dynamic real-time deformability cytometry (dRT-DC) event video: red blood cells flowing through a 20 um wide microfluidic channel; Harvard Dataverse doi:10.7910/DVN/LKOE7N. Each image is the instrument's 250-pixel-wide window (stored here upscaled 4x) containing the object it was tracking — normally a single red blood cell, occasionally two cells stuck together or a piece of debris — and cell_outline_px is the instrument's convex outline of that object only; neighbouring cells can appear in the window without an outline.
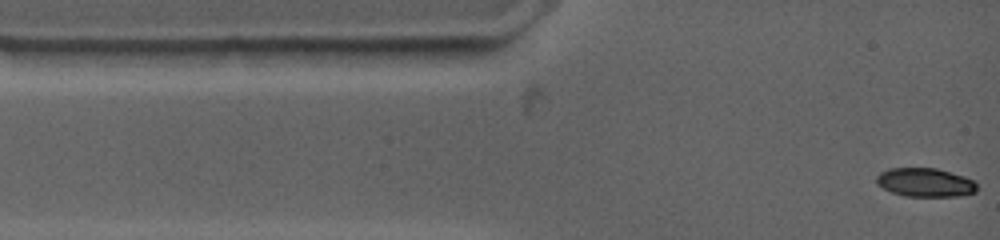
{"species": "common noctule bat (a hibernating species)", "species_latin": "Nyctalus noctula", "temperature_condition": "warm", "stored_images_in_passage": 16, "camera_frame_rate_fps": 4500, "um_per_image_px": 0.085, "animal": {"sex": "female", "body_mass_g": 19.0, "forearm_length_mm": 53.3}, "frame": {"image": 1, "passage_image": 1, "time_ms": 0.0, "image_size_px": [1000, 240], "cell_outline_px": [[976, 192], [956, 196], [904, 196], [892, 192], [884, 188], [876, 180], [876, 176], [880, 172], [888, 168], [936, 168], [964, 176], [972, 180], [976, 184]], "centroid_in_image_um": [78.63, 15.5], "position_along_channel_um": 6.4, "area_um2": 16.65}}
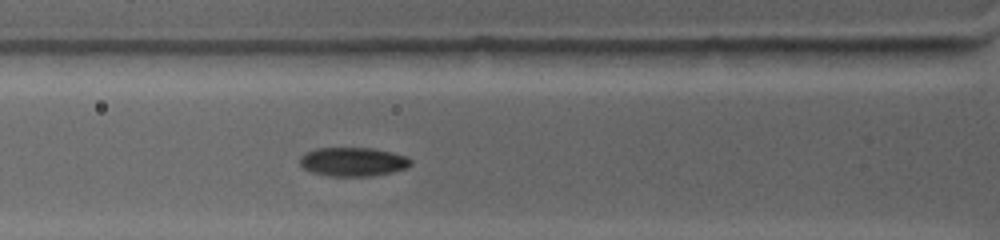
{"frame": {"image": 2, "passage_image": 14, "time_ms": 3.556, "image_size_px": [1000, 240], "cell_outline_px": [[412, 164], [404, 168], [392, 172], [372, 176], [328, 176], [312, 172], [304, 168], [300, 164], [300, 156], [316, 148], [372, 148], [392, 152], [404, 156], [412, 160]], "centroid_in_image_um": [30.0, 13.75], "position_along_channel_um": 95.8, "area_um2": 18.55}}
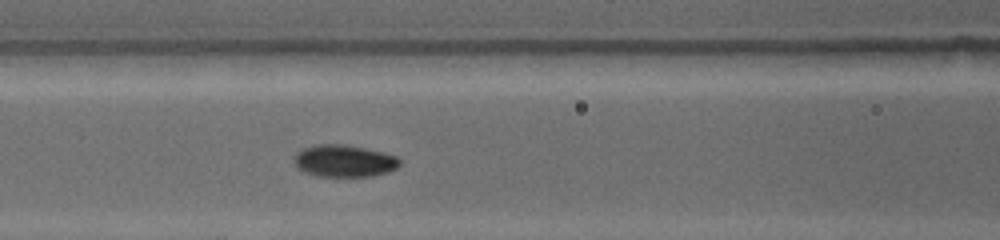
{"frame": {"image": 3, "passage_image": 16, "time_ms": 4.667, "image_size_px": [1000, 240], "cell_outline_px": [[400, 164], [396, 168], [388, 172], [372, 176], [316, 176], [304, 172], [292, 160], [304, 148], [316, 144], [344, 144], [364, 148], [396, 156], [400, 160]], "centroid_in_image_um": [29.26, 13.68], "position_along_channel_um": 137.3, "area_um2": 19.48}}